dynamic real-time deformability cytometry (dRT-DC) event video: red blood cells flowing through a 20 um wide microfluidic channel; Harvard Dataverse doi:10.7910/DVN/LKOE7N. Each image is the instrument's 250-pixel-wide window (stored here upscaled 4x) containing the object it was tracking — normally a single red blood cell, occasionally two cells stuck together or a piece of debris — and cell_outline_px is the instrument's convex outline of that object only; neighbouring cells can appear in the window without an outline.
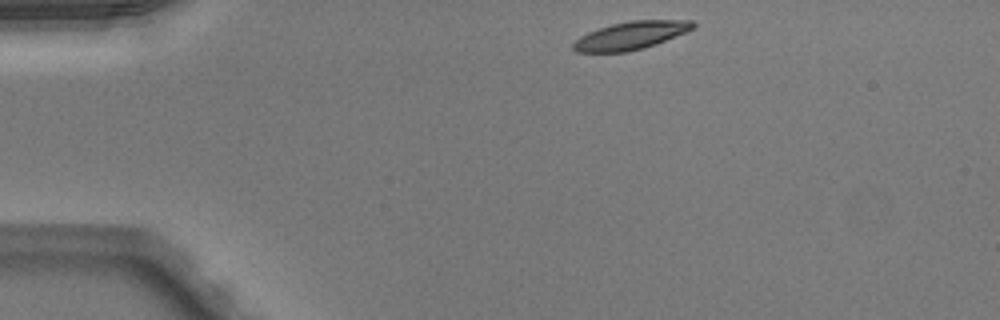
{"species": "Egyptian fruit bat (a non-hibernating species)", "species_latin": "Rousettus aegyptiacus", "temperature_condition": "warm", "stored_images_in_passage": 42, "camera_frame_rate_fps": 3000, "um_per_image_px": 0.085, "animal": {"sex": "male"}, "frame": {"image": 1, "passage_image": 1, "time_ms": 0.0, "image_size_px": [1000, 320], "cell_outline_px": [[696, 24], [692, 28], [684, 32], [656, 44], [644, 48], [628, 52], [576, 52], [572, 48], [572, 44], [580, 36], [588, 32], [612, 24], [632, 20], [692, 20]], "centroid_in_image_um": [53.59, 3.02], "position_along_channel_um": 31.4, "area_um2": 19.31}}
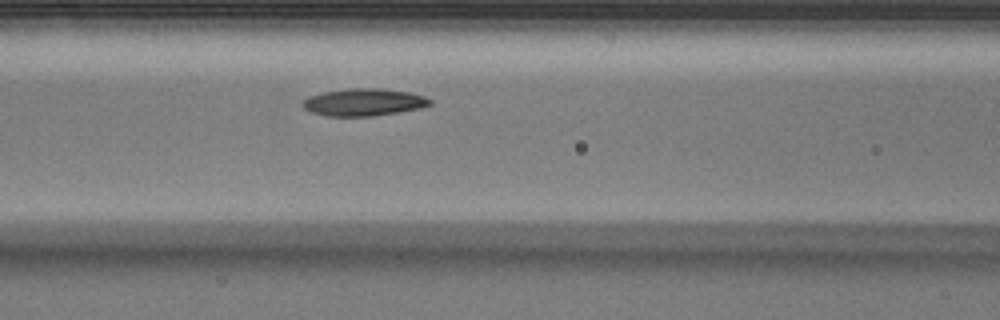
{"frame": {"image": 2, "passage_image": 13, "time_ms": 4.0, "image_size_px": [1000, 320], "cell_outline_px": [[432, 104], [420, 108], [372, 116], [328, 116], [312, 112], [304, 108], [300, 104], [308, 96], [324, 92], [344, 88], [376, 88], [408, 92], [424, 96], [432, 100]], "centroid_in_image_um": [30.89, 8.68], "position_along_channel_um": 135.7, "area_um2": 20.17}}
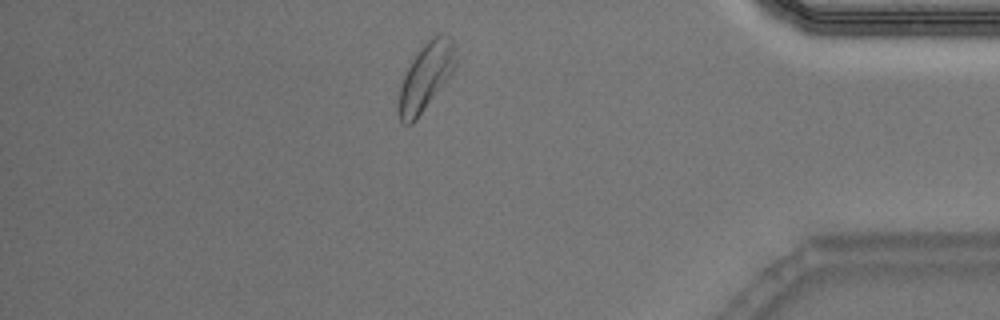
{"frame": {"image": 3, "passage_image": 35, "time_ms": 11.333, "image_size_px": [1000, 320], "cell_outline_px": [[456, 64], [452, 72], [416, 120], [412, 124], [404, 124], [400, 120], [396, 112], [396, 108], [400, 84], [412, 56], [432, 36], [440, 32], [452, 36], [456, 60]], "centroid_in_image_um": [36.15, 6.5], "position_along_channel_um": 399.1, "area_um2": 22.72}, "authors_computed_cell_mechanics": {"area_um2": 20.23, "velocity_mm_per_s": 4.0276, "shape_relaxation_time_tau1_ms": 2.6526, "shape_relaxation_time_tau2_ms": 4.1107, "deformation_change_tau1": 0.1247, "deformation_change_tau2": 0.1071}}